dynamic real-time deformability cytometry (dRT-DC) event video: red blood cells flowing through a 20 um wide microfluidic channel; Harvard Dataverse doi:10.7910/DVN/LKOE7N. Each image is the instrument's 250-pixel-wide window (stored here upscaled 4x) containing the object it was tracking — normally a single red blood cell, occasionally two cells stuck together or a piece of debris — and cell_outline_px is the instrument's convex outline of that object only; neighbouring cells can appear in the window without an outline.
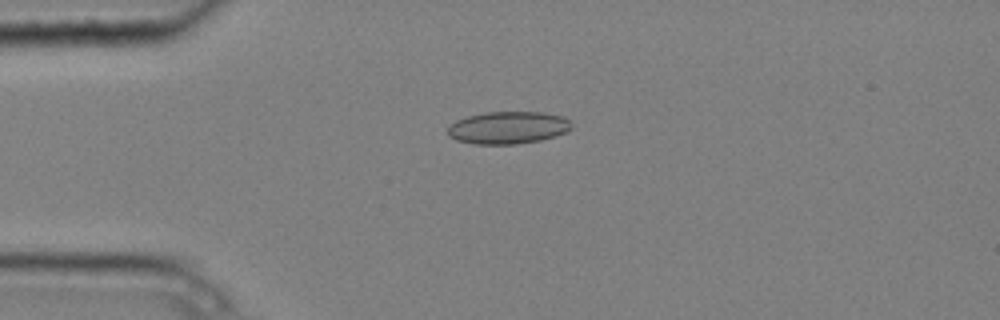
{"species": "common noctule bat (a hibernating species)", "species_latin": "Nyctalus noctula", "temperature_condition": "cold", "stored_images_in_passage": 10, "camera_frame_rate_fps": 3000, "um_per_image_px": 0.085, "animal": {"sex": "male", "body_mass_g": 20.4}, "frame": {"image": 1, "passage_image": 3, "time_ms": 0.667, "image_size_px": [1000, 320], "cell_outline_px": [[572, 128], [568, 132], [556, 136], [540, 140], [516, 144], [472, 144], [456, 140], [448, 136], [448, 124], [456, 120], [468, 116], [484, 112], [544, 112], [564, 116], [572, 124]], "centroid_in_image_um": [43.18, 10.85], "position_along_channel_um": 41.8, "area_um2": 23.7}}
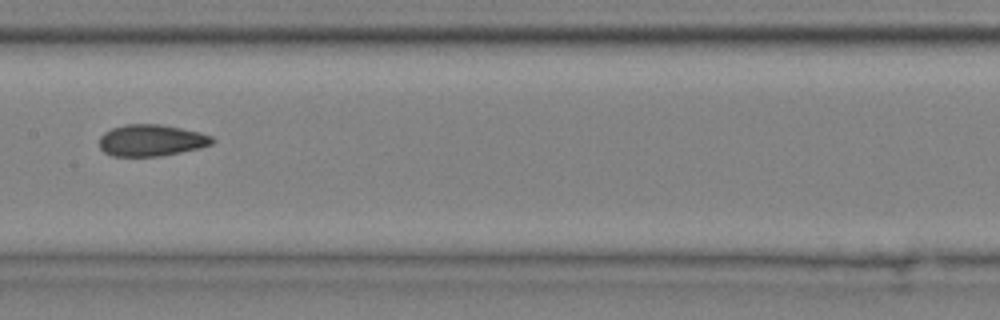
{"frame": {"image": 2, "passage_image": 7, "time_ms": 2.0, "image_size_px": [1000, 320], "cell_outline_px": [[216, 140], [212, 144], [200, 148], [160, 156], [112, 156], [104, 152], [100, 148], [100, 136], [104, 132], [112, 128], [124, 124], [160, 124], [200, 132], [212, 136]], "centroid_in_image_um": [12.86, 11.93], "position_along_channel_um": 194.5, "area_um2": 20.87}}
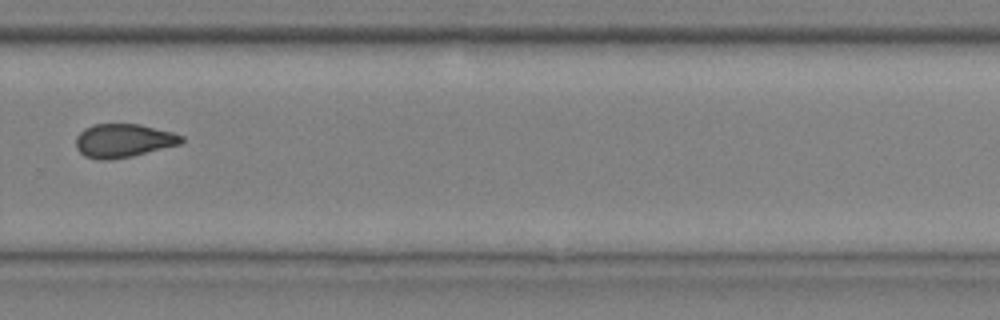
{"frame": {"image": 3, "passage_image": 10, "time_ms": 3.0, "image_size_px": [1000, 320], "cell_outline_px": [[184, 140], [180, 144], [132, 156], [108, 160], [100, 160], [84, 156], [76, 148], [76, 136], [84, 128], [92, 124], [140, 124], [172, 132], [184, 136]], "centroid_in_image_um": [10.47, 11.95], "position_along_channel_um": 319.3, "area_um2": 20.69}}